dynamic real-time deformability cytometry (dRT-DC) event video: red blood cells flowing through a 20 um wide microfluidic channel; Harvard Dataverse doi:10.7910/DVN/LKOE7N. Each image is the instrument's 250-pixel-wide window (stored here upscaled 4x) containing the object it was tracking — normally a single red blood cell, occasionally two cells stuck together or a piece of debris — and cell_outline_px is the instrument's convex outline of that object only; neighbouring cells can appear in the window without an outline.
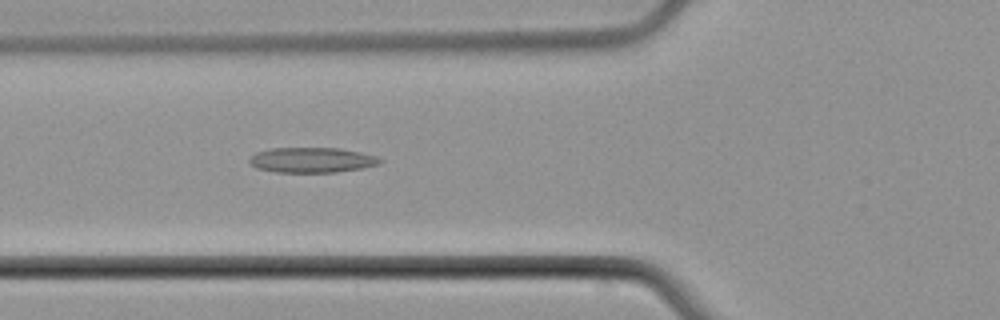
{"species": "common noctule bat (a hibernating species)", "species_latin": "Nyctalus noctula", "temperature_condition": "cold", "stored_images_in_passage": 3, "camera_frame_rate_fps": 3000, "um_per_image_px": 0.085, "animal": {"sex": "male", "body_mass_g": 21.5, "forearm_length_mm": 52.0}, "frame": {"image": 1, "passage_image": 3, "time_ms": 2.333, "image_size_px": [1000, 320], "cell_outline_px": [[384, 160], [380, 164], [364, 168], [336, 172], [276, 172], [256, 168], [248, 164], [248, 160], [256, 152], [272, 148], [340, 148], [360, 152], [376, 156]], "centroid_in_image_um": [26.51, 13.6], "position_along_channel_um": 99.3, "area_um2": 19.31}}